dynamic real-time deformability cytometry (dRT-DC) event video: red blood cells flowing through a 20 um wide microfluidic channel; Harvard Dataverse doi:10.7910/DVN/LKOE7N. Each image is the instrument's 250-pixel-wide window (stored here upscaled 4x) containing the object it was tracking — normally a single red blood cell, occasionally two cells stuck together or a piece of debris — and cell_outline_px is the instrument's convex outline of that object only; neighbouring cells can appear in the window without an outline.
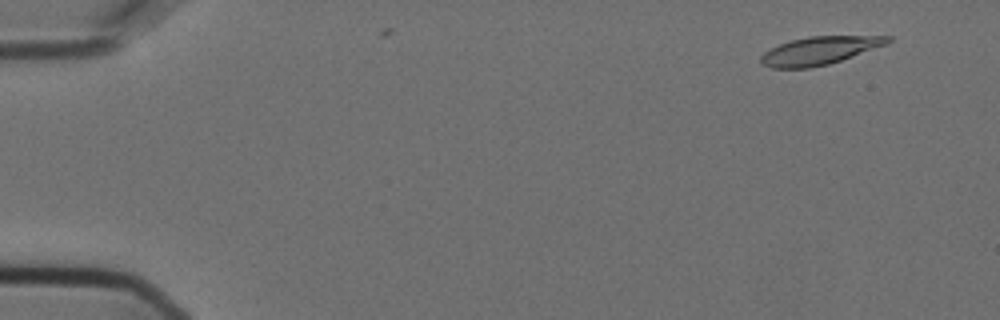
{"species": "Egyptian fruit bat (a non-hibernating species)", "species_latin": "Rousettus aegyptiacus", "temperature_condition": "cold", "stored_images_in_passage": 7, "camera_frame_rate_fps": 3000, "um_per_image_px": 0.085, "animal": {"sex": "female"}, "frame": {"image": 1, "passage_image": 5, "time_ms": 1.333, "image_size_px": [1000, 320], "cell_outline_px": [[892, 40], [888, 44], [828, 64], [808, 68], [772, 68], [764, 64], [760, 60], [760, 56], [764, 52], [780, 44], [792, 40], [808, 36], [892, 36]], "centroid_in_image_um": [69.67, 4.29], "position_along_channel_um": 15.3, "area_um2": 20.46}}